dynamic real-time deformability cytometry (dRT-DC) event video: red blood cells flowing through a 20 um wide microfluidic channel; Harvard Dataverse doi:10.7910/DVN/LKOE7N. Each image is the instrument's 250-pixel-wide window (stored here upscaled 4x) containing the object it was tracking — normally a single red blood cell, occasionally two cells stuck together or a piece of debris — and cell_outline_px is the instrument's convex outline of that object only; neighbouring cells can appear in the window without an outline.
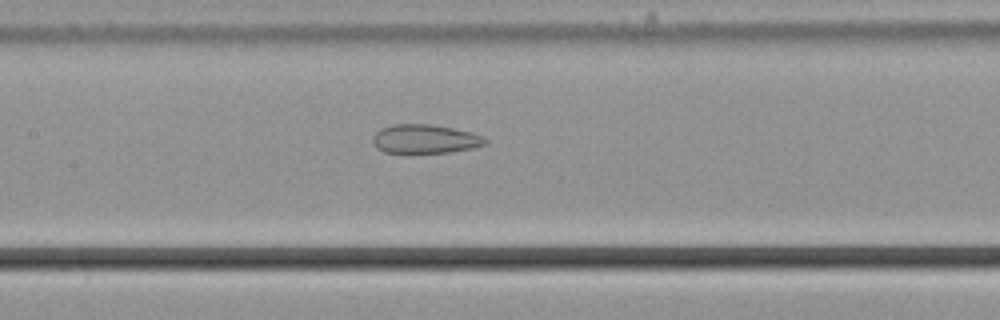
{"species": "common noctule bat (a hibernating species)", "species_latin": "Nyctalus noctula", "temperature_condition": "cold", "stored_images_in_passage": 44, "camera_frame_rate_fps": 3000, "um_per_image_px": 0.085, "animal": {"sex": "male", "body_mass_g": 21.5, "forearm_length_mm": 52.0}, "frame": {"image": 1, "passage_image": 15, "time_ms": 4.667, "image_size_px": [1000, 320], "cell_outline_px": [[488, 140], [484, 144], [472, 148], [448, 152], [384, 152], [376, 148], [372, 144], [372, 136], [380, 128], [392, 124], [428, 124], [452, 128], [472, 132], [484, 136]], "centroid_in_image_um": [36.09, 11.8], "position_along_channel_um": 171.3, "area_um2": 18.9}}
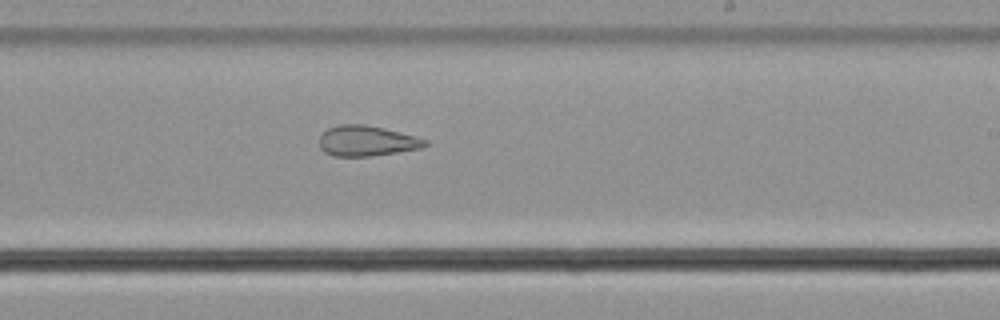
{"frame": {"image": 2, "passage_image": 22, "time_ms": 7.0, "image_size_px": [1000, 320], "cell_outline_px": [[428, 144], [420, 148], [372, 156], [332, 156], [324, 152], [320, 148], [320, 136], [328, 128], [340, 124], [364, 124], [384, 128], [416, 136], [428, 140]], "centroid_in_image_um": [31.16, 11.97], "position_along_channel_um": 257.8, "area_um2": 18.73}}
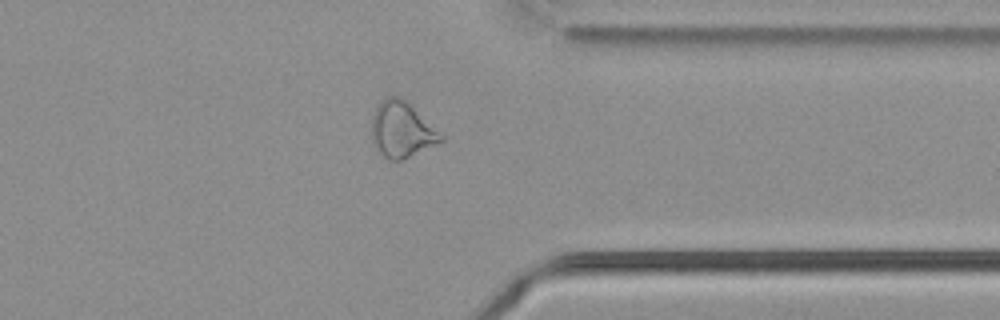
{"frame": {"image": 3, "passage_image": 32, "time_ms": 10.333, "image_size_px": [1000, 320], "cell_outline_px": [[444, 140], [400, 160], [388, 160], [372, 144], [372, 116], [380, 100], [384, 96], [400, 96], [444, 136]], "centroid_in_image_um": [34.1, 11.01], "position_along_channel_um": 377.3, "area_um2": 22.08}, "authors_computed_cell_mechanics": {"area_um2": 22.2819, "velocity_mm_per_s": 3.7195, "shape_relaxation_time_tau1_ms": null, "shape_relaxation_time_tau2_ms": 3.6672, "deformation_change_tau1": null, "deformation_change_tau2": 0.1304}}